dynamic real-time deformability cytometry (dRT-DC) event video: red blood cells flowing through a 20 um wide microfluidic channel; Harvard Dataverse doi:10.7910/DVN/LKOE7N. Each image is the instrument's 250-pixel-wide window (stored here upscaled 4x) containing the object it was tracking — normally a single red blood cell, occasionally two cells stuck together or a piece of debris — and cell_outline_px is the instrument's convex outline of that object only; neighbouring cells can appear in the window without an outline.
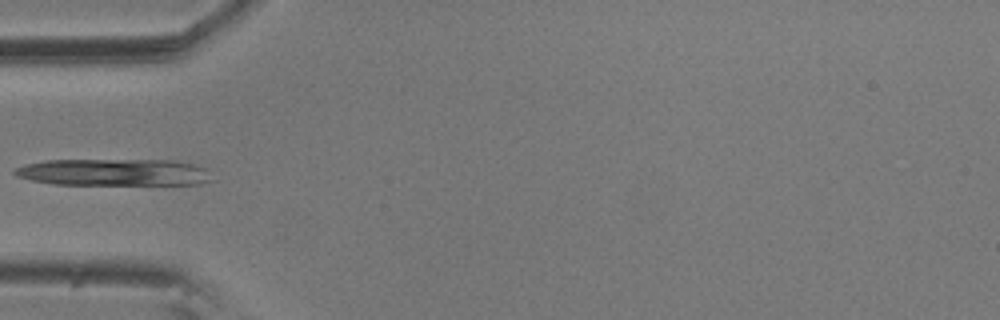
{"species": "common noctule bat (a hibernating species)", "species_latin": "Nyctalus noctula", "temperature_condition": "room temperature", "stored_images_in_passage": 5, "camera_frame_rate_fps": 3000, "um_per_image_px": 0.085, "animal": {"sex": "male", "body_mass_g": 20.5, "forearm_length_mm": 52.5}, "frame": {"image": 1, "passage_image": 4, "time_ms": 1.0, "image_size_px": [1000, 320], "cell_outline_px": [[216, 180], [200, 184], [52, 184], [32, 180], [16, 176], [12, 172], [12, 168], [24, 164], [44, 160], [176, 160], [208, 168]], "centroid_in_image_um": [9.71, 14.64], "position_along_channel_um": 75.3, "area_um2": 31.33}}
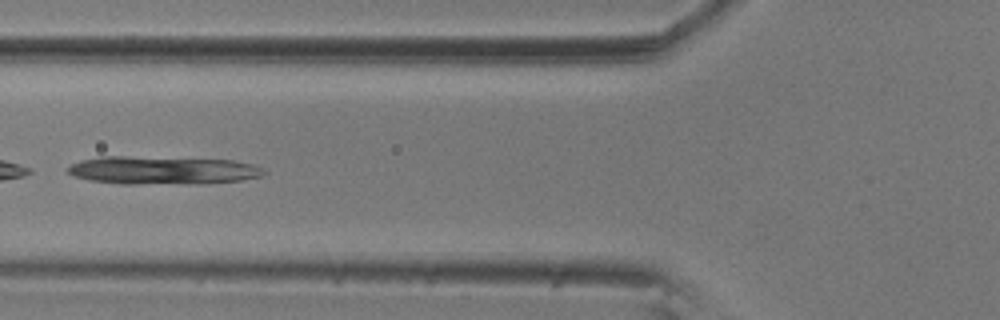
{"frame": {"image": 2, "passage_image": 5, "time_ms": 1.333, "image_size_px": [1000, 320], "cell_outline_px": [[268, 172], [260, 176], [240, 180], [200, 184], [120, 184], [88, 180], [72, 176], [68, 172], [68, 168], [72, 164], [80, 160], [100, 156], [124, 156], [232, 160], [252, 164], [264, 168]], "centroid_in_image_um": [13.8, 14.48], "position_along_channel_um": 112.0, "area_um2": 32.37}}